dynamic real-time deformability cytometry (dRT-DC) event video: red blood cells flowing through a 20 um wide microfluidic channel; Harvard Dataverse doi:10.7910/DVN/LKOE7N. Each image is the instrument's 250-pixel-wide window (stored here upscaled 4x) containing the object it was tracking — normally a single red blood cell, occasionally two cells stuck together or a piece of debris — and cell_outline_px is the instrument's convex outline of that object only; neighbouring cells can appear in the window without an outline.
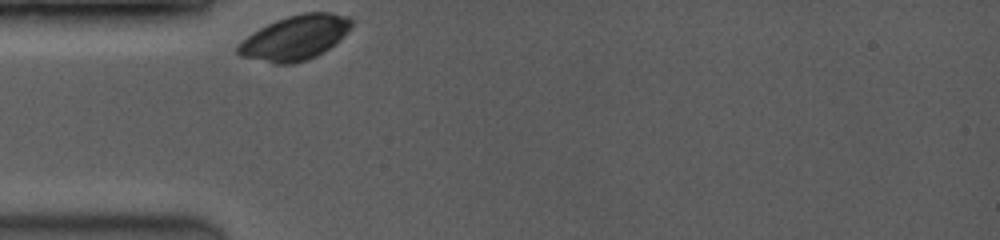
{"species": "common noctule bat (a hibernating species)", "species_latin": "Nyctalus noctula", "temperature_condition": "room temperature", "stored_images_in_passage": 13, "camera_frame_rate_fps": 3500, "um_per_image_px": 0.085, "animal": {"sex": "female", "body_mass_g": 19.0, "forearm_length_mm": 53.3}, "frame": {"image": 1, "passage_image": 1, "time_ms": 0.0, "image_size_px": [1000, 240], "cell_outline_px": [[352, 24], [348, 32], [340, 40], [324, 52], [308, 60], [292, 64], [276, 64], [240, 56], [236, 52], [236, 48], [252, 32], [276, 20], [288, 16], [304, 12], [328, 12], [348, 16], [352, 20]], "centroid_in_image_um": [25.11, 3.21], "position_along_channel_um": 59.9, "area_um2": 29.48}}
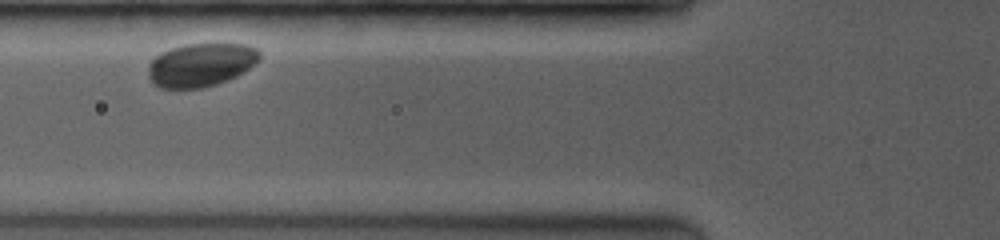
{"frame": {"image": 2, "passage_image": 6, "time_ms": 1.429, "image_size_px": [1000, 240], "cell_outline_px": [[260, 60], [244, 72], [228, 80], [216, 84], [200, 88], [160, 88], [152, 84], [148, 76], [148, 68], [152, 60], [160, 52], [184, 44], [248, 44], [256, 48], [260, 52]], "centroid_in_image_um": [17.08, 5.51], "position_along_channel_um": 108.7, "area_um2": 28.32}}
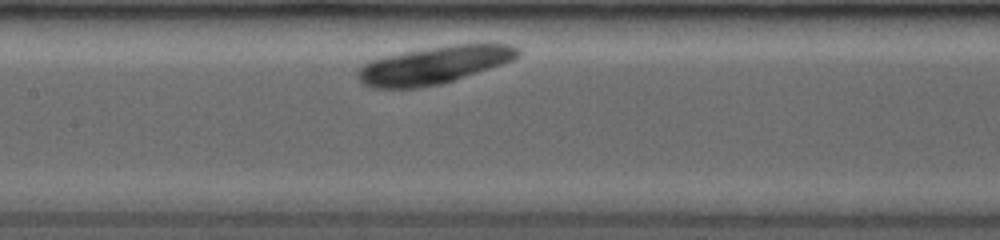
{"frame": {"image": 3, "passage_image": 12, "time_ms": 3.143, "image_size_px": [1000, 240], "cell_outline_px": [[520, 56], [512, 60], [440, 84], [420, 88], [372, 88], [364, 84], [356, 76], [356, 72], [364, 64], [372, 60], [384, 56], [424, 48], [452, 44], [508, 44], [520, 48]], "centroid_in_image_um": [36.86, 5.53], "position_along_channel_um": 170.5, "area_um2": 34.68}}